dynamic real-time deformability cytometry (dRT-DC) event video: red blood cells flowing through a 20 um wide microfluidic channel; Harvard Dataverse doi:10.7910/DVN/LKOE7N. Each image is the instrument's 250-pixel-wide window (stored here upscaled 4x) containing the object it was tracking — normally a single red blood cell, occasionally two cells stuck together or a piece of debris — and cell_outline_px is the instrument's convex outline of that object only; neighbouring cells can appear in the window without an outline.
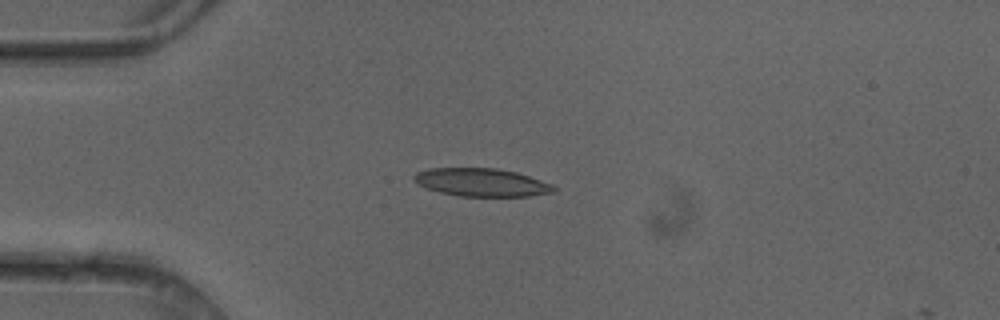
{"species": "common noctule bat (a hibernating species)", "species_latin": "Nyctalus noctula", "temperature_condition": "cold", "stored_images_in_passage": 3, "camera_frame_rate_fps": 3000, "um_per_image_px": 0.085, "animal": {"sex": "female"}, "frame": {"image": 1, "passage_image": 3, "time_ms": 0.667, "image_size_px": [1000, 320], "cell_outline_px": [[556, 192], [528, 196], [460, 196], [440, 192], [428, 188], [412, 180], [412, 176], [416, 172], [432, 168], [496, 168], [516, 172], [552, 184], [556, 188]], "centroid_in_image_um": [40.94, 15.5], "position_along_channel_um": 44.1, "area_um2": 22.72}}